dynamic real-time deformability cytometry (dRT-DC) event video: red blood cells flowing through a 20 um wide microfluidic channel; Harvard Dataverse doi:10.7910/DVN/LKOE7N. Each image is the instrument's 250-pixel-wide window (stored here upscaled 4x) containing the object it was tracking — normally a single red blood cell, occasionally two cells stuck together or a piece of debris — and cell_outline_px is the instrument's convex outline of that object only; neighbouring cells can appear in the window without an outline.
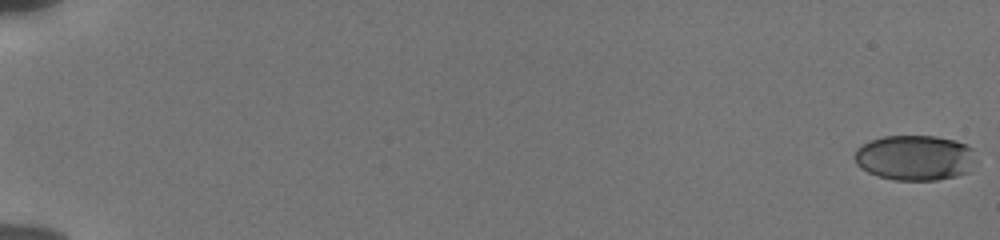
{"species": "human", "species_latin": "Homo sapiens", "temperature_condition": "cold", "stored_images_in_passage": 56, "camera_frame_rate_fps": 3000, "um_per_image_px": 0.085, "donor": {"sex": "male"}, "frame": {"image": 1, "passage_image": 1, "time_ms": 0.0, "image_size_px": [1000, 240], "cell_outline_px": [[976, 160], [968, 172], [956, 176], [936, 180], [896, 180], [880, 176], [868, 172], [856, 164], [856, 148], [872, 140], [884, 136], [936, 136], [956, 140], [972, 148]], "centroid_in_image_um": [77.8, 13.4], "position_along_channel_um": 7.2, "area_um2": 31.91}}
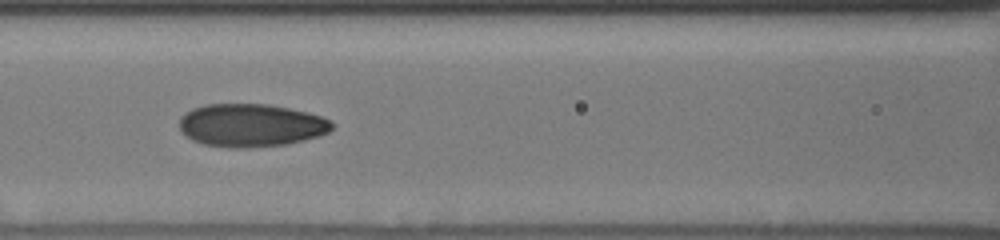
{"frame": {"image": 2, "passage_image": 28, "time_ms": 9.0, "image_size_px": [1000, 240], "cell_outline_px": [[336, 124], [328, 132], [320, 136], [288, 144], [248, 148], [236, 148], [204, 144], [192, 140], [180, 132], [180, 116], [184, 112], [192, 108], [204, 104], [268, 104], [308, 112], [332, 120]], "centroid_in_image_um": [21.34, 10.65], "position_along_channel_um": 145.3, "area_um2": 38.61}}
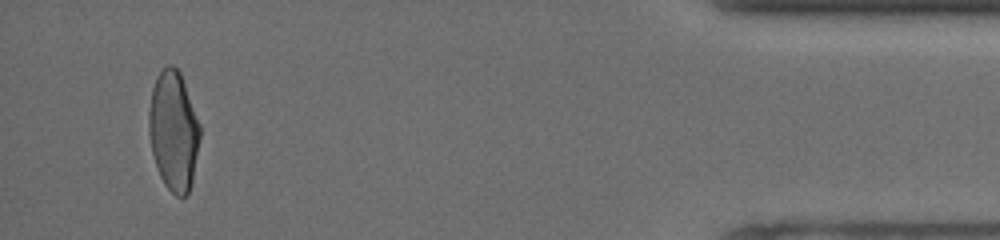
{"frame": {"image": 3, "passage_image": 54, "time_ms": 17.667, "image_size_px": [1000, 240], "cell_outline_px": [[200, 140], [192, 184], [188, 196], [176, 196], [164, 184], [156, 168], [152, 152], [148, 132], [148, 112], [152, 88], [156, 76], [168, 64], [172, 64], [180, 72], [200, 124]], "centroid_in_image_um": [14.75, 11.15], "position_along_channel_um": 420.5, "area_um2": 35.95}, "authors_computed_cell_mechanics": {"area_um2": 35.6915, "velocity_mm_per_s": 3.8585, "shape_relaxation_time_tau1_ms": 5.0014, "shape_relaxation_time_tau2_ms": 1.2676, "deformation_change_tau1": 0.1626, "deformation_change_tau2": 0.0566}}